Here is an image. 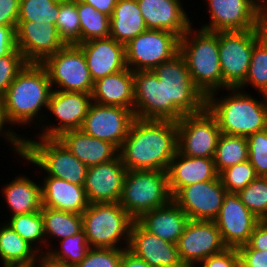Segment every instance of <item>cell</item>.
<instances>
[{"label": "cell", "instance_id": "cell-1", "mask_svg": "<svg viewBox=\"0 0 267 267\" xmlns=\"http://www.w3.org/2000/svg\"><path fill=\"white\" fill-rule=\"evenodd\" d=\"M177 145L175 121L135 118L118 155L127 170L167 171Z\"/></svg>", "mask_w": 267, "mask_h": 267}, {"label": "cell", "instance_id": "cell-2", "mask_svg": "<svg viewBox=\"0 0 267 267\" xmlns=\"http://www.w3.org/2000/svg\"><path fill=\"white\" fill-rule=\"evenodd\" d=\"M52 90L46 69L41 64L27 63L1 96L8 122L23 127L36 122V118L41 122L45 117L41 109H47Z\"/></svg>", "mask_w": 267, "mask_h": 267}, {"label": "cell", "instance_id": "cell-3", "mask_svg": "<svg viewBox=\"0 0 267 267\" xmlns=\"http://www.w3.org/2000/svg\"><path fill=\"white\" fill-rule=\"evenodd\" d=\"M227 91L228 96L216 97V91L206 97V108L217 119L222 134L247 137L267 129V95L262 94L265 101H260L239 88Z\"/></svg>", "mask_w": 267, "mask_h": 267}, {"label": "cell", "instance_id": "cell-4", "mask_svg": "<svg viewBox=\"0 0 267 267\" xmlns=\"http://www.w3.org/2000/svg\"><path fill=\"white\" fill-rule=\"evenodd\" d=\"M180 53L185 58L194 85L205 97L222 90L218 32L192 26L180 38Z\"/></svg>", "mask_w": 267, "mask_h": 267}, {"label": "cell", "instance_id": "cell-5", "mask_svg": "<svg viewBox=\"0 0 267 267\" xmlns=\"http://www.w3.org/2000/svg\"><path fill=\"white\" fill-rule=\"evenodd\" d=\"M166 91V120L179 121L184 115L206 108V97L194 85L185 58L179 52L153 69Z\"/></svg>", "mask_w": 267, "mask_h": 267}, {"label": "cell", "instance_id": "cell-6", "mask_svg": "<svg viewBox=\"0 0 267 267\" xmlns=\"http://www.w3.org/2000/svg\"><path fill=\"white\" fill-rule=\"evenodd\" d=\"M133 222L119 202L91 203L82 213V227L90 248L127 249ZM121 240L125 246H120Z\"/></svg>", "mask_w": 267, "mask_h": 267}, {"label": "cell", "instance_id": "cell-7", "mask_svg": "<svg viewBox=\"0 0 267 267\" xmlns=\"http://www.w3.org/2000/svg\"><path fill=\"white\" fill-rule=\"evenodd\" d=\"M172 200L167 171L127 170L119 203L134 220Z\"/></svg>", "mask_w": 267, "mask_h": 267}, {"label": "cell", "instance_id": "cell-8", "mask_svg": "<svg viewBox=\"0 0 267 267\" xmlns=\"http://www.w3.org/2000/svg\"><path fill=\"white\" fill-rule=\"evenodd\" d=\"M25 137L23 159L43 169L47 176L84 186L88 167L75 157L57 138Z\"/></svg>", "mask_w": 267, "mask_h": 267}, {"label": "cell", "instance_id": "cell-9", "mask_svg": "<svg viewBox=\"0 0 267 267\" xmlns=\"http://www.w3.org/2000/svg\"><path fill=\"white\" fill-rule=\"evenodd\" d=\"M261 37L262 29L218 32L222 89L238 88L245 81L253 47Z\"/></svg>", "mask_w": 267, "mask_h": 267}, {"label": "cell", "instance_id": "cell-10", "mask_svg": "<svg viewBox=\"0 0 267 267\" xmlns=\"http://www.w3.org/2000/svg\"><path fill=\"white\" fill-rule=\"evenodd\" d=\"M41 65L46 69L53 90L92 93L94 82L82 49L77 44L65 45L47 57ZM54 85V86H53Z\"/></svg>", "mask_w": 267, "mask_h": 267}, {"label": "cell", "instance_id": "cell-11", "mask_svg": "<svg viewBox=\"0 0 267 267\" xmlns=\"http://www.w3.org/2000/svg\"><path fill=\"white\" fill-rule=\"evenodd\" d=\"M180 52V37L166 30H146L125 45L131 71H151Z\"/></svg>", "mask_w": 267, "mask_h": 267}, {"label": "cell", "instance_id": "cell-12", "mask_svg": "<svg viewBox=\"0 0 267 267\" xmlns=\"http://www.w3.org/2000/svg\"><path fill=\"white\" fill-rule=\"evenodd\" d=\"M177 123V151L189 157L214 158L222 134L217 119L205 108L184 115Z\"/></svg>", "mask_w": 267, "mask_h": 267}, {"label": "cell", "instance_id": "cell-13", "mask_svg": "<svg viewBox=\"0 0 267 267\" xmlns=\"http://www.w3.org/2000/svg\"><path fill=\"white\" fill-rule=\"evenodd\" d=\"M210 23L200 28L206 31H245L262 29V7L254 0H205Z\"/></svg>", "mask_w": 267, "mask_h": 267}, {"label": "cell", "instance_id": "cell-14", "mask_svg": "<svg viewBox=\"0 0 267 267\" xmlns=\"http://www.w3.org/2000/svg\"><path fill=\"white\" fill-rule=\"evenodd\" d=\"M177 248L184 266L196 267L227 246L213 220H190L177 242Z\"/></svg>", "mask_w": 267, "mask_h": 267}, {"label": "cell", "instance_id": "cell-15", "mask_svg": "<svg viewBox=\"0 0 267 267\" xmlns=\"http://www.w3.org/2000/svg\"><path fill=\"white\" fill-rule=\"evenodd\" d=\"M134 119L131 109L92 102L80 129L89 136L112 143L119 150Z\"/></svg>", "mask_w": 267, "mask_h": 267}, {"label": "cell", "instance_id": "cell-16", "mask_svg": "<svg viewBox=\"0 0 267 267\" xmlns=\"http://www.w3.org/2000/svg\"><path fill=\"white\" fill-rule=\"evenodd\" d=\"M92 103L89 93L52 90L48 102V111L56 117V125H41L39 137L57 138L68 130L80 129ZM43 127V128H42Z\"/></svg>", "mask_w": 267, "mask_h": 267}, {"label": "cell", "instance_id": "cell-17", "mask_svg": "<svg viewBox=\"0 0 267 267\" xmlns=\"http://www.w3.org/2000/svg\"><path fill=\"white\" fill-rule=\"evenodd\" d=\"M227 190L220 176L183 187L173 201L187 214L190 220H214L220 211Z\"/></svg>", "mask_w": 267, "mask_h": 267}, {"label": "cell", "instance_id": "cell-18", "mask_svg": "<svg viewBox=\"0 0 267 267\" xmlns=\"http://www.w3.org/2000/svg\"><path fill=\"white\" fill-rule=\"evenodd\" d=\"M15 33L16 48L27 63L41 64L66 45L55 24L44 21H18Z\"/></svg>", "mask_w": 267, "mask_h": 267}, {"label": "cell", "instance_id": "cell-19", "mask_svg": "<svg viewBox=\"0 0 267 267\" xmlns=\"http://www.w3.org/2000/svg\"><path fill=\"white\" fill-rule=\"evenodd\" d=\"M260 219L240 200L238 193L226 192L218 216L213 220L228 248H239L248 243Z\"/></svg>", "mask_w": 267, "mask_h": 267}, {"label": "cell", "instance_id": "cell-20", "mask_svg": "<svg viewBox=\"0 0 267 267\" xmlns=\"http://www.w3.org/2000/svg\"><path fill=\"white\" fill-rule=\"evenodd\" d=\"M126 172L119 155L109 162L88 167L84 183L88 203H118Z\"/></svg>", "mask_w": 267, "mask_h": 267}, {"label": "cell", "instance_id": "cell-21", "mask_svg": "<svg viewBox=\"0 0 267 267\" xmlns=\"http://www.w3.org/2000/svg\"><path fill=\"white\" fill-rule=\"evenodd\" d=\"M151 267H185L177 244L162 240L145 230L136 220L131 225L128 248Z\"/></svg>", "mask_w": 267, "mask_h": 267}, {"label": "cell", "instance_id": "cell-22", "mask_svg": "<svg viewBox=\"0 0 267 267\" xmlns=\"http://www.w3.org/2000/svg\"><path fill=\"white\" fill-rule=\"evenodd\" d=\"M134 115L144 120H166V91L151 71H133Z\"/></svg>", "mask_w": 267, "mask_h": 267}, {"label": "cell", "instance_id": "cell-23", "mask_svg": "<svg viewBox=\"0 0 267 267\" xmlns=\"http://www.w3.org/2000/svg\"><path fill=\"white\" fill-rule=\"evenodd\" d=\"M77 45L84 53L93 82L127 68L125 45L112 37L93 39Z\"/></svg>", "mask_w": 267, "mask_h": 267}, {"label": "cell", "instance_id": "cell-24", "mask_svg": "<svg viewBox=\"0 0 267 267\" xmlns=\"http://www.w3.org/2000/svg\"><path fill=\"white\" fill-rule=\"evenodd\" d=\"M148 30L170 31L180 38L192 26L180 0H137Z\"/></svg>", "mask_w": 267, "mask_h": 267}, {"label": "cell", "instance_id": "cell-25", "mask_svg": "<svg viewBox=\"0 0 267 267\" xmlns=\"http://www.w3.org/2000/svg\"><path fill=\"white\" fill-rule=\"evenodd\" d=\"M167 174L173 197L185 186L219 177L213 158L189 157L178 151L170 161Z\"/></svg>", "mask_w": 267, "mask_h": 267}, {"label": "cell", "instance_id": "cell-26", "mask_svg": "<svg viewBox=\"0 0 267 267\" xmlns=\"http://www.w3.org/2000/svg\"><path fill=\"white\" fill-rule=\"evenodd\" d=\"M57 139L87 167L109 162L119 154L112 143L89 136L81 129L68 130Z\"/></svg>", "mask_w": 267, "mask_h": 267}, {"label": "cell", "instance_id": "cell-27", "mask_svg": "<svg viewBox=\"0 0 267 267\" xmlns=\"http://www.w3.org/2000/svg\"><path fill=\"white\" fill-rule=\"evenodd\" d=\"M42 207L82 214L89 203L84 186L45 176L42 180Z\"/></svg>", "mask_w": 267, "mask_h": 267}, {"label": "cell", "instance_id": "cell-28", "mask_svg": "<svg viewBox=\"0 0 267 267\" xmlns=\"http://www.w3.org/2000/svg\"><path fill=\"white\" fill-rule=\"evenodd\" d=\"M136 221L162 240L177 244L190 219L172 200L163 207L142 214Z\"/></svg>", "mask_w": 267, "mask_h": 267}, {"label": "cell", "instance_id": "cell-29", "mask_svg": "<svg viewBox=\"0 0 267 267\" xmlns=\"http://www.w3.org/2000/svg\"><path fill=\"white\" fill-rule=\"evenodd\" d=\"M92 102L128 108L134 112V77L128 67L94 82Z\"/></svg>", "mask_w": 267, "mask_h": 267}, {"label": "cell", "instance_id": "cell-30", "mask_svg": "<svg viewBox=\"0 0 267 267\" xmlns=\"http://www.w3.org/2000/svg\"><path fill=\"white\" fill-rule=\"evenodd\" d=\"M146 30L137 0H118L110 16V37L126 45Z\"/></svg>", "mask_w": 267, "mask_h": 267}, {"label": "cell", "instance_id": "cell-31", "mask_svg": "<svg viewBox=\"0 0 267 267\" xmlns=\"http://www.w3.org/2000/svg\"><path fill=\"white\" fill-rule=\"evenodd\" d=\"M33 181L24 175L16 176L2 188L5 202L12 212L11 216L41 211V185Z\"/></svg>", "mask_w": 267, "mask_h": 267}, {"label": "cell", "instance_id": "cell-32", "mask_svg": "<svg viewBox=\"0 0 267 267\" xmlns=\"http://www.w3.org/2000/svg\"><path fill=\"white\" fill-rule=\"evenodd\" d=\"M40 253L18 235L10 225L0 227V259L3 267H36ZM36 262V263H35Z\"/></svg>", "mask_w": 267, "mask_h": 267}, {"label": "cell", "instance_id": "cell-33", "mask_svg": "<svg viewBox=\"0 0 267 267\" xmlns=\"http://www.w3.org/2000/svg\"><path fill=\"white\" fill-rule=\"evenodd\" d=\"M41 214L44 220L46 245L48 244L46 247L48 248L51 241L48 239L51 237L53 239L60 238L59 240H61L71 237L83 229L82 214L55 210L48 207H42Z\"/></svg>", "mask_w": 267, "mask_h": 267}, {"label": "cell", "instance_id": "cell-34", "mask_svg": "<svg viewBox=\"0 0 267 267\" xmlns=\"http://www.w3.org/2000/svg\"><path fill=\"white\" fill-rule=\"evenodd\" d=\"M213 159L219 174L230 166L249 160L247 138L221 134Z\"/></svg>", "mask_w": 267, "mask_h": 267}, {"label": "cell", "instance_id": "cell-35", "mask_svg": "<svg viewBox=\"0 0 267 267\" xmlns=\"http://www.w3.org/2000/svg\"><path fill=\"white\" fill-rule=\"evenodd\" d=\"M77 12L81 26L80 43L110 37V17L93 6L77 0Z\"/></svg>", "mask_w": 267, "mask_h": 267}, {"label": "cell", "instance_id": "cell-36", "mask_svg": "<svg viewBox=\"0 0 267 267\" xmlns=\"http://www.w3.org/2000/svg\"><path fill=\"white\" fill-rule=\"evenodd\" d=\"M5 222L30 245L33 247L36 246L35 249L39 253L42 252V254H44L42 251L44 249L41 247L43 246V248H45L46 239L44 232V220L41 211L14 215L10 217L9 221L7 220Z\"/></svg>", "mask_w": 267, "mask_h": 267}, {"label": "cell", "instance_id": "cell-37", "mask_svg": "<svg viewBox=\"0 0 267 267\" xmlns=\"http://www.w3.org/2000/svg\"><path fill=\"white\" fill-rule=\"evenodd\" d=\"M258 90V93L267 95V41L261 37L254 45L248 74L245 81L238 87L244 90L245 87Z\"/></svg>", "mask_w": 267, "mask_h": 267}, {"label": "cell", "instance_id": "cell-38", "mask_svg": "<svg viewBox=\"0 0 267 267\" xmlns=\"http://www.w3.org/2000/svg\"><path fill=\"white\" fill-rule=\"evenodd\" d=\"M55 26L66 45L80 44L81 26L77 12V0H60Z\"/></svg>", "mask_w": 267, "mask_h": 267}, {"label": "cell", "instance_id": "cell-39", "mask_svg": "<svg viewBox=\"0 0 267 267\" xmlns=\"http://www.w3.org/2000/svg\"><path fill=\"white\" fill-rule=\"evenodd\" d=\"M59 241L61 244L59 250L48 249L44 252L50 258L59 262L78 265L86 257V254L90 249L83 229L75 235Z\"/></svg>", "mask_w": 267, "mask_h": 267}, {"label": "cell", "instance_id": "cell-40", "mask_svg": "<svg viewBox=\"0 0 267 267\" xmlns=\"http://www.w3.org/2000/svg\"><path fill=\"white\" fill-rule=\"evenodd\" d=\"M60 0H20L18 21L45 22L56 25Z\"/></svg>", "mask_w": 267, "mask_h": 267}, {"label": "cell", "instance_id": "cell-41", "mask_svg": "<svg viewBox=\"0 0 267 267\" xmlns=\"http://www.w3.org/2000/svg\"><path fill=\"white\" fill-rule=\"evenodd\" d=\"M241 202L260 220L267 219V177H258L238 192Z\"/></svg>", "mask_w": 267, "mask_h": 267}, {"label": "cell", "instance_id": "cell-42", "mask_svg": "<svg viewBox=\"0 0 267 267\" xmlns=\"http://www.w3.org/2000/svg\"><path fill=\"white\" fill-rule=\"evenodd\" d=\"M219 176L227 192L234 193H238L259 177L249 160L226 168Z\"/></svg>", "mask_w": 267, "mask_h": 267}, {"label": "cell", "instance_id": "cell-43", "mask_svg": "<svg viewBox=\"0 0 267 267\" xmlns=\"http://www.w3.org/2000/svg\"><path fill=\"white\" fill-rule=\"evenodd\" d=\"M246 138L251 165L259 177H267V129Z\"/></svg>", "mask_w": 267, "mask_h": 267}, {"label": "cell", "instance_id": "cell-44", "mask_svg": "<svg viewBox=\"0 0 267 267\" xmlns=\"http://www.w3.org/2000/svg\"><path fill=\"white\" fill-rule=\"evenodd\" d=\"M26 64L22 53L17 48L8 55L0 57V97L7 91Z\"/></svg>", "mask_w": 267, "mask_h": 267}, {"label": "cell", "instance_id": "cell-45", "mask_svg": "<svg viewBox=\"0 0 267 267\" xmlns=\"http://www.w3.org/2000/svg\"><path fill=\"white\" fill-rule=\"evenodd\" d=\"M123 249L90 248L77 267H121Z\"/></svg>", "mask_w": 267, "mask_h": 267}, {"label": "cell", "instance_id": "cell-46", "mask_svg": "<svg viewBox=\"0 0 267 267\" xmlns=\"http://www.w3.org/2000/svg\"><path fill=\"white\" fill-rule=\"evenodd\" d=\"M196 267H240V255L238 249L227 247L222 252L204 259Z\"/></svg>", "mask_w": 267, "mask_h": 267}, {"label": "cell", "instance_id": "cell-47", "mask_svg": "<svg viewBox=\"0 0 267 267\" xmlns=\"http://www.w3.org/2000/svg\"><path fill=\"white\" fill-rule=\"evenodd\" d=\"M8 124L9 126H11L6 118L2 98L0 97V135L1 136L5 135L4 137L5 141L7 139V141L11 143V146L13 147L14 151L17 152L16 154H18V156L22 158L25 149V138L22 137L21 135L16 134L15 131L14 132L13 130L11 131V127L10 129L8 127L6 128ZM4 128H6L7 131Z\"/></svg>", "mask_w": 267, "mask_h": 267}, {"label": "cell", "instance_id": "cell-48", "mask_svg": "<svg viewBox=\"0 0 267 267\" xmlns=\"http://www.w3.org/2000/svg\"><path fill=\"white\" fill-rule=\"evenodd\" d=\"M240 267H267V251L251 249L247 244L238 248Z\"/></svg>", "mask_w": 267, "mask_h": 267}, {"label": "cell", "instance_id": "cell-49", "mask_svg": "<svg viewBox=\"0 0 267 267\" xmlns=\"http://www.w3.org/2000/svg\"><path fill=\"white\" fill-rule=\"evenodd\" d=\"M20 0H0V26L17 27Z\"/></svg>", "mask_w": 267, "mask_h": 267}, {"label": "cell", "instance_id": "cell-50", "mask_svg": "<svg viewBox=\"0 0 267 267\" xmlns=\"http://www.w3.org/2000/svg\"><path fill=\"white\" fill-rule=\"evenodd\" d=\"M247 245L251 249L267 251V219L258 221Z\"/></svg>", "mask_w": 267, "mask_h": 267}, {"label": "cell", "instance_id": "cell-51", "mask_svg": "<svg viewBox=\"0 0 267 267\" xmlns=\"http://www.w3.org/2000/svg\"><path fill=\"white\" fill-rule=\"evenodd\" d=\"M16 28L0 26V57L8 55L16 48Z\"/></svg>", "mask_w": 267, "mask_h": 267}, {"label": "cell", "instance_id": "cell-52", "mask_svg": "<svg viewBox=\"0 0 267 267\" xmlns=\"http://www.w3.org/2000/svg\"><path fill=\"white\" fill-rule=\"evenodd\" d=\"M121 267H151L146 261L134 255L128 249H123Z\"/></svg>", "mask_w": 267, "mask_h": 267}, {"label": "cell", "instance_id": "cell-53", "mask_svg": "<svg viewBox=\"0 0 267 267\" xmlns=\"http://www.w3.org/2000/svg\"><path fill=\"white\" fill-rule=\"evenodd\" d=\"M96 8L97 11L108 15H112L115 5L118 0H80Z\"/></svg>", "mask_w": 267, "mask_h": 267}, {"label": "cell", "instance_id": "cell-54", "mask_svg": "<svg viewBox=\"0 0 267 267\" xmlns=\"http://www.w3.org/2000/svg\"><path fill=\"white\" fill-rule=\"evenodd\" d=\"M39 267H77L74 264H67L50 258L46 253L41 254L38 262Z\"/></svg>", "mask_w": 267, "mask_h": 267}, {"label": "cell", "instance_id": "cell-55", "mask_svg": "<svg viewBox=\"0 0 267 267\" xmlns=\"http://www.w3.org/2000/svg\"><path fill=\"white\" fill-rule=\"evenodd\" d=\"M262 27L267 31V5L262 8Z\"/></svg>", "mask_w": 267, "mask_h": 267}, {"label": "cell", "instance_id": "cell-56", "mask_svg": "<svg viewBox=\"0 0 267 267\" xmlns=\"http://www.w3.org/2000/svg\"><path fill=\"white\" fill-rule=\"evenodd\" d=\"M256 3H258L262 8L267 5V0H254Z\"/></svg>", "mask_w": 267, "mask_h": 267}, {"label": "cell", "instance_id": "cell-57", "mask_svg": "<svg viewBox=\"0 0 267 267\" xmlns=\"http://www.w3.org/2000/svg\"><path fill=\"white\" fill-rule=\"evenodd\" d=\"M262 37L267 41V31L262 27Z\"/></svg>", "mask_w": 267, "mask_h": 267}]
</instances>
